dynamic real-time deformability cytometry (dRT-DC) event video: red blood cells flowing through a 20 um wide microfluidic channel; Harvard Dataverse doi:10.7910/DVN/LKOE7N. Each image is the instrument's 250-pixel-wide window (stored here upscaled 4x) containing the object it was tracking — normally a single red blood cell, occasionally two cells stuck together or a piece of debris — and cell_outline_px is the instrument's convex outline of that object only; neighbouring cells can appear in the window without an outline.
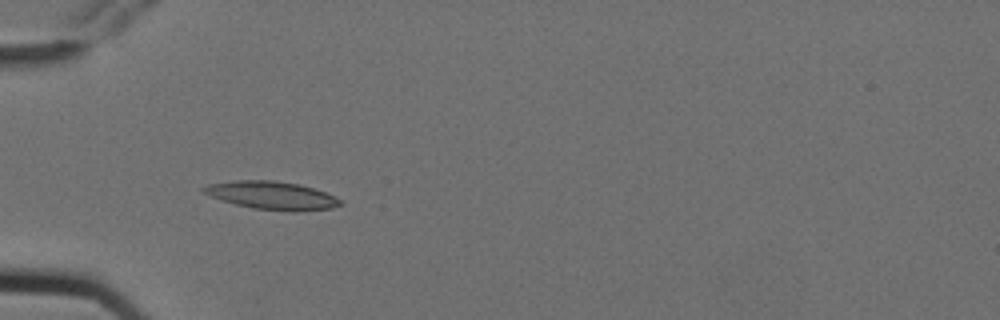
{"species": "Egyptian fruit bat (a non-hibernating species)", "species_latin": "Rousettus aegyptiacus", "temperature_condition": "cold", "stored_images_in_passage": 1, "camera_frame_rate_fps": 3000, "um_per_image_px": 0.085, "animal": {"sex": "female"}, "frame": {"image": 1, "passage_image": 1, "time_ms": 0.0, "image_size_px": [1000, 320], "cell_outline_px": [[344, 204], [332, 208], [292, 212], [252, 208], [220, 200], [204, 192], [200, 188], [208, 184], [236, 180], [272, 180], [300, 184], [336, 196], [344, 200]], "centroid_in_image_um": [23.15, 16.61], "position_along_channel_um": 61.8, "area_um2": 22.48}}